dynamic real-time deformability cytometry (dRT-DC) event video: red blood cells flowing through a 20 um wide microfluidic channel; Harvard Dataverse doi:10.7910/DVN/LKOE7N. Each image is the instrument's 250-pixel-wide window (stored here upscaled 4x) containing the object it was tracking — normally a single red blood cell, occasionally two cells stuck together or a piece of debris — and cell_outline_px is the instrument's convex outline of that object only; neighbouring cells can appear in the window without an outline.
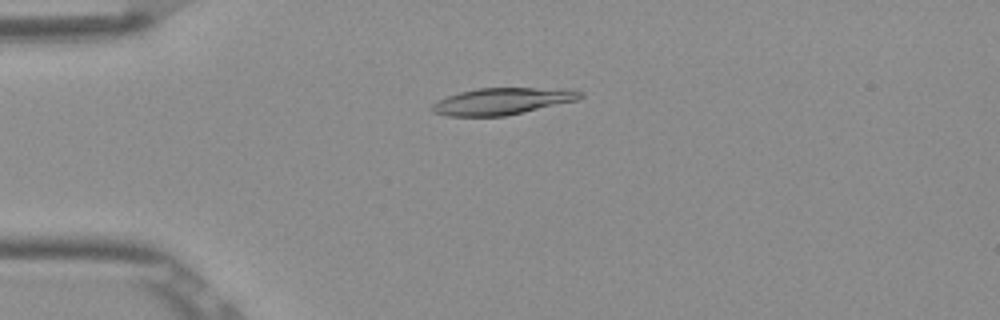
{"species": "Egyptian fruit bat (a non-hibernating species)", "species_latin": "Rousettus aegyptiacus", "temperature_condition": "room temperature", "stored_images_in_passage": 5, "camera_frame_rate_fps": 3000, "um_per_image_px": 0.085, "frame": {"image": 1, "passage_image": 4, "time_ms": 1.0, "image_size_px": [1000, 320], "cell_outline_px": [[584, 96], [576, 100], [524, 112], [504, 116], [448, 116], [432, 112], [432, 104], [448, 96], [460, 92], [476, 88], [572, 88], [584, 92]], "centroid_in_image_um": [42.75, 8.59], "position_along_channel_um": 42.3, "area_um2": 23.12}}